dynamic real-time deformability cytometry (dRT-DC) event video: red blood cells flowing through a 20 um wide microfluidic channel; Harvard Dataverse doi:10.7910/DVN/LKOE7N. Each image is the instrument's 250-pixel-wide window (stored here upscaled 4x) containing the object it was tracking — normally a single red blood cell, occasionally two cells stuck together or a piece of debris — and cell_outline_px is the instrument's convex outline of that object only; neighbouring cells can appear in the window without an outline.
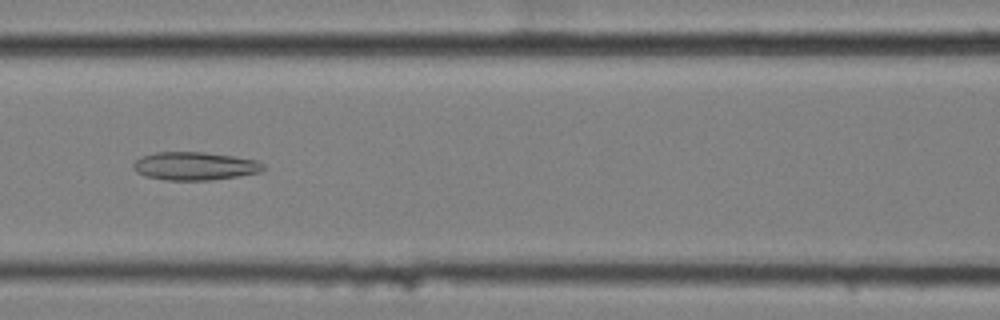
{"species": "common noctule bat (a hibernating species)", "species_latin": "Nyctalus noctula", "temperature_condition": "cold", "stored_images_in_passage": 8, "camera_frame_rate_fps": 3000, "um_per_image_px": 0.085, "animal": {"sex": "female", "body_mass_g": 25.1}, "frame": {"image": 1, "passage_image": 8, "time_ms": 2.333, "image_size_px": [1000, 320], "cell_outline_px": [[264, 168], [260, 172], [212, 180], [164, 180], [144, 176], [136, 172], [132, 168], [132, 164], [140, 156], [156, 152], [204, 152], [232, 156], [256, 160], [264, 164]], "centroid_in_image_um": [16.5, 14.11], "position_along_channel_um": 150.1, "area_um2": 21.39}}